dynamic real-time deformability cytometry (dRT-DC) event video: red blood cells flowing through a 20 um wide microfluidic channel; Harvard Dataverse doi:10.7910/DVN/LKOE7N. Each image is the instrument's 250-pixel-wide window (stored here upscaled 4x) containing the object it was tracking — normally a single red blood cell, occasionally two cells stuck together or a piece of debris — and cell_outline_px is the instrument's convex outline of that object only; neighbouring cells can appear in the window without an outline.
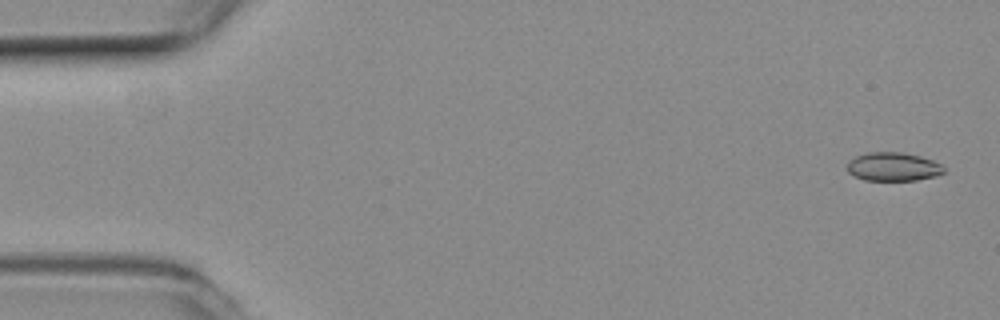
{"species": "common noctule bat (a hibernating species)", "species_latin": "Nyctalus noctula", "temperature_condition": "room temperature", "stored_images_in_passage": 25, "camera_frame_rate_fps": 3000, "um_per_image_px": 0.085, "animal": {"sex": "female", "body_mass_g": 19.3, "forearm_length_mm": 54.1}, "frame": {"image": 1, "passage_image": 2, "time_ms": 0.333, "image_size_px": [1000, 320], "cell_outline_px": [[944, 172], [936, 176], [916, 180], [864, 180], [848, 172], [848, 164], [856, 156], [868, 152], [904, 152], [920, 156], [932, 160], [940, 164], [944, 168]], "centroid_in_image_um": [75.94, 14.17], "position_along_channel_um": 9.1, "area_um2": 15.95}}
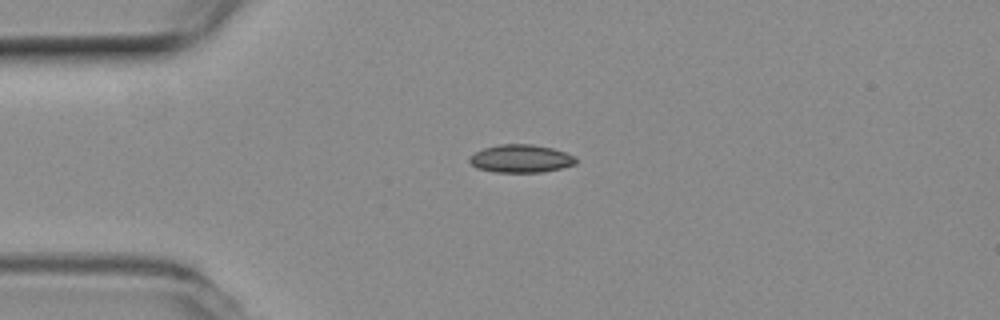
{"frame": {"image": 2, "passage_image": 13, "time_ms": 4.0, "image_size_px": [1000, 320], "cell_outline_px": [[576, 164], [544, 172], [496, 172], [476, 168], [468, 160], [468, 156], [484, 148], [500, 144], [532, 144], [552, 148], [576, 156]], "centroid_in_image_um": [44.26, 13.48], "position_along_channel_um": 40.7, "area_um2": 17.34}}
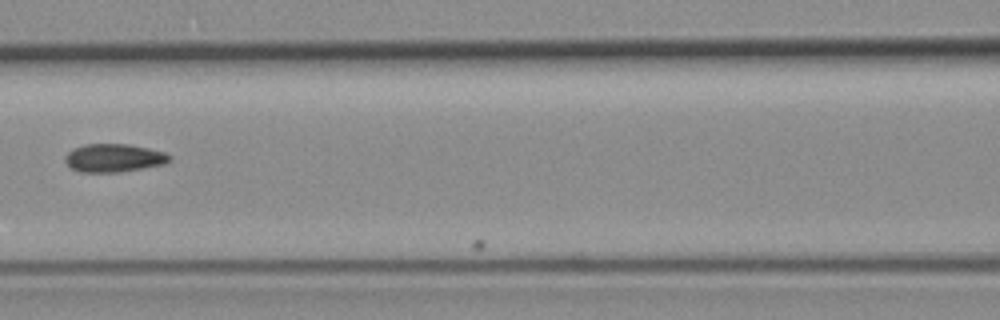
{"frame": {"image": 3, "passage_image": 24, "time_ms": 7.667, "image_size_px": [1000, 320], "cell_outline_px": [[172, 156], [164, 164], [120, 172], [80, 172], [72, 168], [64, 160], [64, 156], [72, 148], [84, 144], [128, 144], [148, 148], [164, 152]], "centroid_in_image_um": [9.64, 13.42], "position_along_channel_um": 157.0, "area_um2": 17.11}}